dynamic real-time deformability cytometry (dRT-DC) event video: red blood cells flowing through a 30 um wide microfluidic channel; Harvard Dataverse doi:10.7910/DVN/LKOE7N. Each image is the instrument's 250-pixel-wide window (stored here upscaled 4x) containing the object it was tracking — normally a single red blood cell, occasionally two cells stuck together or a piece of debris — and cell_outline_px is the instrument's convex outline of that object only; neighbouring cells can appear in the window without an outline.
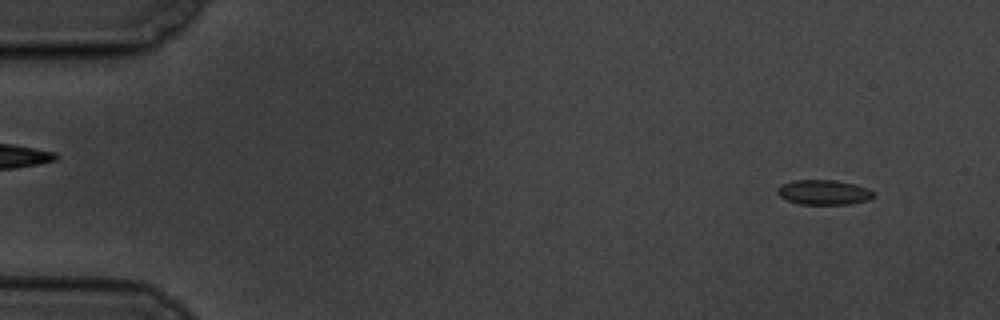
{"species": "common noctule bat (a hibernating species)", "species_latin": "Nyctalus noctula", "temperature_condition": "cold", "stored_images_in_passage": 57, "camera_frame_rate_fps": 3000, "um_per_image_px": 0.085, "animal": {"sex": "male", "body_mass_g": 19.5, "forearm_length_mm": 54.6}, "frame": {"image": 1, "passage_image": 4, "time_ms": 1.0, "image_size_px": [1000, 320], "cell_outline_px": [[872, 196], [868, 200], [848, 204], [800, 204], [788, 200], [780, 196], [776, 192], [776, 188], [792, 180], [836, 180], [856, 184], [868, 188], [872, 192]], "centroid_in_image_um": [70.0, 16.34], "position_along_channel_um": 15.0, "area_um2": 13.81}}
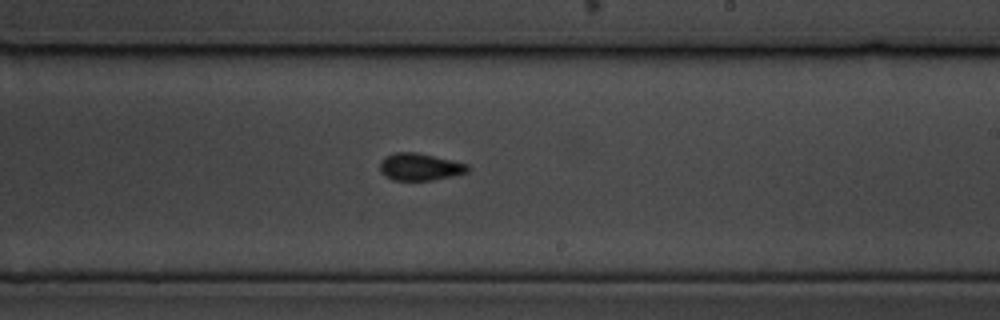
{"frame": {"image": 2, "passage_image": 34, "time_ms": 11.0, "image_size_px": [1000, 320], "cell_outline_px": [[472, 168], [468, 172], [452, 176], [432, 180], [392, 180], [384, 176], [380, 172], [380, 160], [384, 156], [396, 152], [416, 152], [452, 160], [468, 164]], "centroid_in_image_um": [35.68, 14.18], "position_along_channel_um": 253.3, "area_um2": 14.1}}
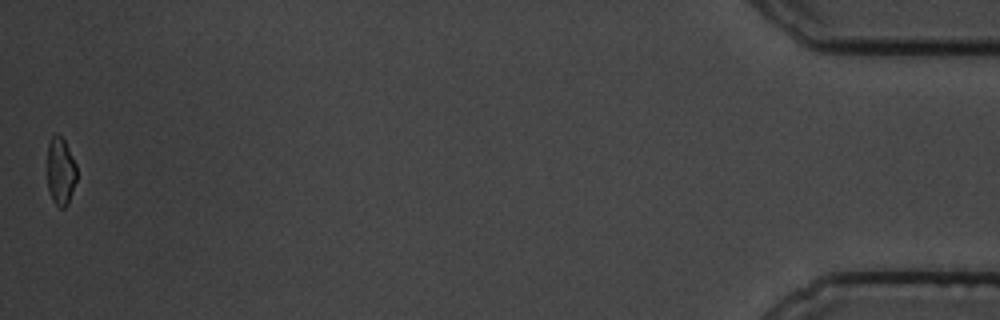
{"frame": {"image": 3, "passage_image": 57, "time_ms": 18.667, "image_size_px": [1000, 320], "cell_outline_px": [[76, 180], [68, 204], [64, 208], [60, 208], [52, 200], [48, 188], [48, 144], [52, 136], [56, 132], [64, 140], [76, 164]], "centroid_in_image_um": [5.15, 14.56], "position_along_channel_um": 430.0, "area_um2": 11.5}, "authors_computed_cell_mechanics": {"area_um2": 13.7564, "velocity_mm_per_s": 3.4847, "shape_relaxation_time_tau1_ms": 2.5589, "shape_relaxation_time_tau2_ms": 5.6219, "deformation_change_tau1": 0.0758, "deformation_change_tau2": 0.0686}}